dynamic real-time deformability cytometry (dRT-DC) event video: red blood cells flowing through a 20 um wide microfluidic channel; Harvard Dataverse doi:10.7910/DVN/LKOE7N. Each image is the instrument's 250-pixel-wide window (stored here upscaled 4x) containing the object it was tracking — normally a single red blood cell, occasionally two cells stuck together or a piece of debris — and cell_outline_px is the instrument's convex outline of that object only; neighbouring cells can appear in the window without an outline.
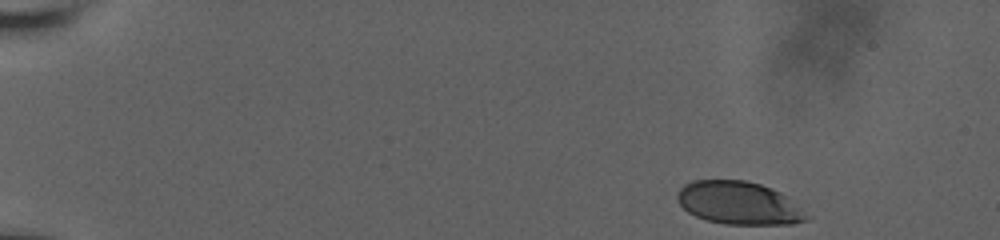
{"species": "human", "species_latin": "Homo sapiens", "temperature_condition": "room temperature", "stored_images_in_passage": 45, "camera_frame_rate_fps": 3000, "um_per_image_px": 0.085, "donor": {"sex": "male"}, "frame": {"image": 1, "passage_image": 1, "time_ms": 0.0, "image_size_px": [1000, 240], "cell_outline_px": [[812, 216], [808, 220], [792, 224], [724, 224], [708, 220], [696, 216], [688, 212], [680, 204], [676, 196], [680, 188], [684, 184], [692, 180], [744, 180], [760, 184], [772, 188], [780, 192]], "centroid_in_image_um": [62.82, 17.26], "position_along_channel_um": 22.2, "area_um2": 32.37}}
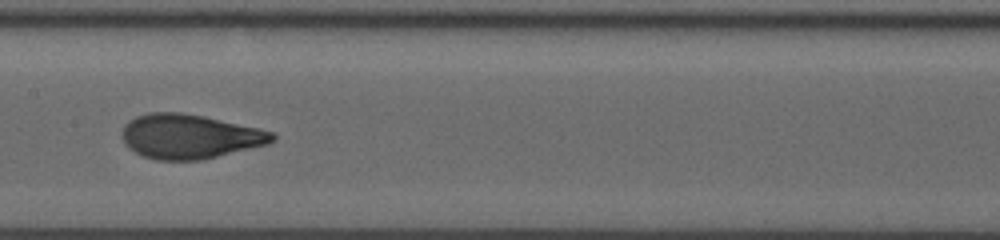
{"frame": {"image": 2, "passage_image": 25, "time_ms": 8.0, "image_size_px": [1000, 240], "cell_outline_px": [[276, 140], [268, 144], [200, 160], [156, 160], [144, 156], [128, 148], [124, 144], [120, 136], [124, 124], [128, 120], [136, 116], [148, 112], [180, 112], [204, 116], [256, 128], [272, 132], [276, 136]], "centroid_in_image_um": [16.06, 11.59], "position_along_channel_um": 191.3, "area_um2": 38.9}}
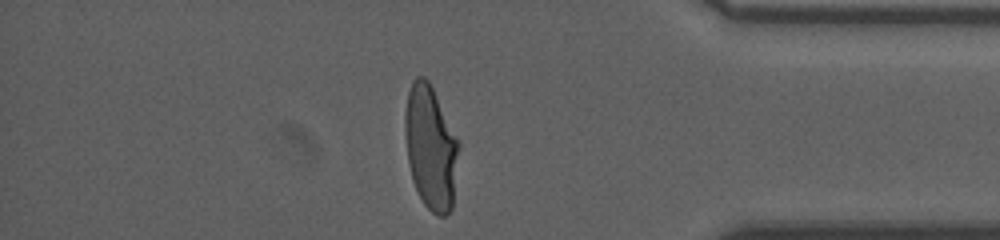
{"frame": {"image": 3, "passage_image": 43, "time_ms": 14.0, "image_size_px": [1000, 240], "cell_outline_px": [[460, 148], [452, 208], [444, 216], [436, 216], [424, 204], [412, 180], [408, 160], [404, 132], [404, 116], [408, 92], [412, 80], [416, 76], [424, 76], [428, 80], [460, 144]], "centroid_in_image_um": [36.6, 12.54], "position_along_channel_um": 398.6, "area_um2": 38.73}, "authors_computed_cell_mechanics": {"area_um2": 37.7434, "velocity_mm_per_s": 3.815, "shape_relaxation_time_tau1_ms": 5.4349, "shape_relaxation_time_tau2_ms": null, "deformation_change_tau1": 0.2175, "deformation_change_tau2": null}}